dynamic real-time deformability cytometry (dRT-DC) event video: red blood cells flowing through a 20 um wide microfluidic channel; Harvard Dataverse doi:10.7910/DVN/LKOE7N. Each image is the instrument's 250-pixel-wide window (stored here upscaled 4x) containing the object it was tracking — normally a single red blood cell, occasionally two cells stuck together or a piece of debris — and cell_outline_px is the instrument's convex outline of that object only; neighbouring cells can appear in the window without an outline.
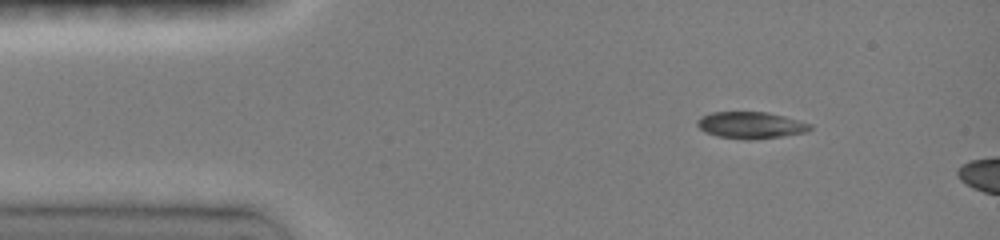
{"species": "common noctule bat (a hibernating species)", "species_latin": "Nyctalus noctula", "temperature_condition": "room temperature", "stored_images_in_passage": 3, "camera_frame_rate_fps": 3000, "um_per_image_px": 0.085, "animal": {"sex": "female", "body_mass_g": 19.0, "forearm_length_mm": 51.5}, "frame": {"image": 1, "passage_image": 1, "time_ms": 0.0, "image_size_px": [1000, 240], "cell_outline_px": [[812, 128], [804, 132], [780, 136], [748, 140], [716, 136], [704, 132], [696, 124], [696, 120], [700, 116], [712, 112], [768, 112], [784, 116], [812, 124]], "centroid_in_image_um": [63.76, 10.63], "position_along_channel_um": 21.2, "area_um2": 17.51}}